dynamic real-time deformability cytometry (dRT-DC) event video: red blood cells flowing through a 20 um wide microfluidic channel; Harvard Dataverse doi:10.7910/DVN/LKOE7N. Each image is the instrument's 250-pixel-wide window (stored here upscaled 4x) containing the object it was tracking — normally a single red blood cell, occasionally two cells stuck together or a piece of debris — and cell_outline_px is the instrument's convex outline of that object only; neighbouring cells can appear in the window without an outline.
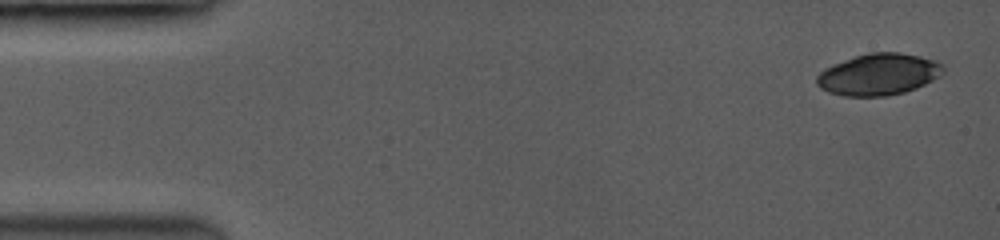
{"species": "common noctule bat (a hibernating species)", "species_latin": "Nyctalus noctula", "temperature_condition": "room temperature", "stored_images_in_passage": 8, "camera_frame_rate_fps": 3500, "um_per_image_px": 0.085, "animal": {"sex": "female", "body_mass_g": 19.0, "forearm_length_mm": 53.3}, "frame": {"image": 1, "passage_image": 1, "time_ms": 0.0, "image_size_px": [1000, 240], "cell_outline_px": [[944, 72], [940, 76], [916, 88], [904, 92], [888, 96], [844, 96], [828, 92], [820, 88], [816, 84], [816, 76], [820, 72], [836, 64], [856, 56], [872, 52], [896, 52], [920, 56], [944, 64]], "centroid_in_image_um": [74.7, 6.34], "position_along_channel_um": 10.3, "area_um2": 30.4}}
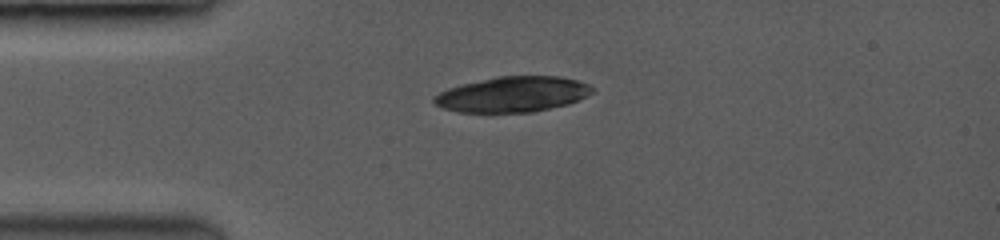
{"frame": {"image": 2, "passage_image": 7, "time_ms": 3.429, "image_size_px": [1000, 240], "cell_outline_px": [[592, 92], [568, 104], [532, 112], [460, 112], [444, 108], [436, 104], [432, 100], [440, 92], [448, 88], [464, 84], [500, 76], [556, 76], [576, 80], [588, 84], [592, 88]], "centroid_in_image_um": [43.57, 8.02], "position_along_channel_um": 41.4, "area_um2": 32.02}}